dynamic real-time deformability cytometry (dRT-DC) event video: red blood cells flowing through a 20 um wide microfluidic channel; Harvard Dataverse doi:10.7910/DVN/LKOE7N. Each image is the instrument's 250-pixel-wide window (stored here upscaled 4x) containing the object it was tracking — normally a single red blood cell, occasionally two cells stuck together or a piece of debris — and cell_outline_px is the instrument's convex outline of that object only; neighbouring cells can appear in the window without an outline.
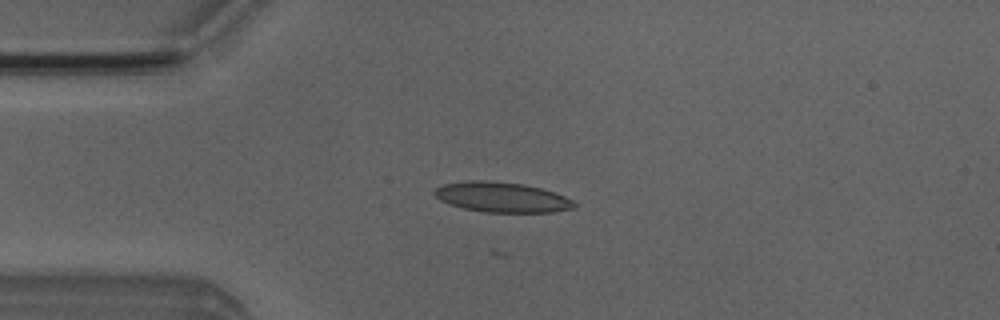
{"species": "Egyptian fruit bat (a non-hibernating species)", "species_latin": "Rousettus aegyptiacus", "temperature_condition": "room temperature", "stored_images_in_passage": 7, "camera_frame_rate_fps": 3000, "um_per_image_px": 0.085, "animal": {"sex": "male"}, "frame": {"image": 1, "passage_image": 3, "time_ms": 2.0, "image_size_px": [1000, 320], "cell_outline_px": [[576, 208], [552, 212], [484, 212], [464, 208], [448, 204], [440, 200], [432, 192], [436, 188], [444, 184], [468, 180], [488, 180], [524, 184], [540, 188], [564, 196], [572, 200], [576, 204]], "centroid_in_image_um": [42.64, 16.76], "position_along_channel_um": 42.4, "area_um2": 24.51}}